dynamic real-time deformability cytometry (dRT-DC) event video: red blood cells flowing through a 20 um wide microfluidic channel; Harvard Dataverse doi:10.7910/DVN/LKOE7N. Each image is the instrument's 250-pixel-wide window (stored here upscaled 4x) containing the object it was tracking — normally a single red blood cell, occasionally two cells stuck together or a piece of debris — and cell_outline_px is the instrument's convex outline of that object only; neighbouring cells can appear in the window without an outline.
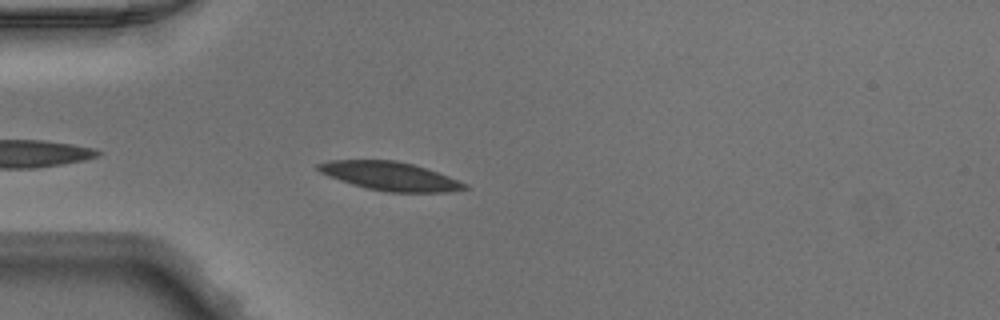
{"species": "Egyptian fruit bat (a non-hibernating species)", "species_latin": "Rousettus aegyptiacus", "temperature_condition": "warm", "stored_images_in_passage": 32, "camera_frame_rate_fps": 3000, "um_per_image_px": 0.085, "animal": {"sex": "male"}, "frame": {"image": 1, "passage_image": 3, "time_ms": 0.667, "image_size_px": [1000, 320], "cell_outline_px": [[468, 188], [448, 192], [388, 192], [368, 188], [352, 184], [328, 176], [320, 172], [316, 168], [316, 164], [328, 160], [396, 160], [412, 164], [448, 176], [468, 184]], "centroid_in_image_um": [33.13, 14.97], "position_along_channel_um": 51.9, "area_um2": 24.22}}
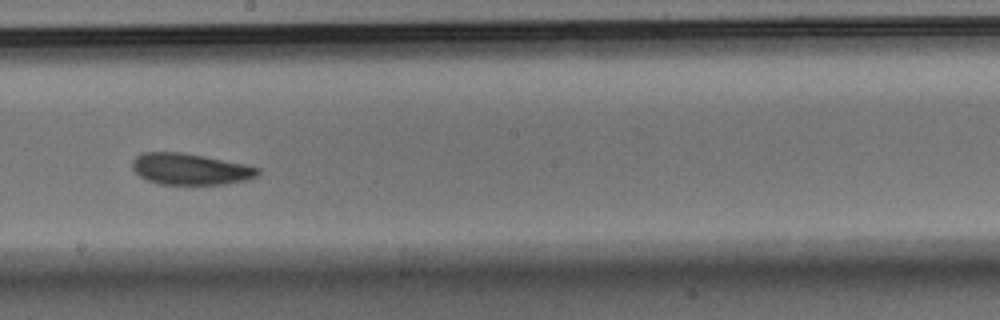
{"frame": {"image": 2, "passage_image": 17, "time_ms": 5.333, "image_size_px": [1000, 320], "cell_outline_px": [[260, 172], [256, 176], [248, 180], [224, 184], [160, 184], [148, 180], [140, 176], [132, 168], [132, 160], [136, 156], [144, 152], [184, 152], [244, 164], [260, 168]], "centroid_in_image_um": [16.17, 14.37], "position_along_channel_um": 232.0, "area_um2": 22.89}}
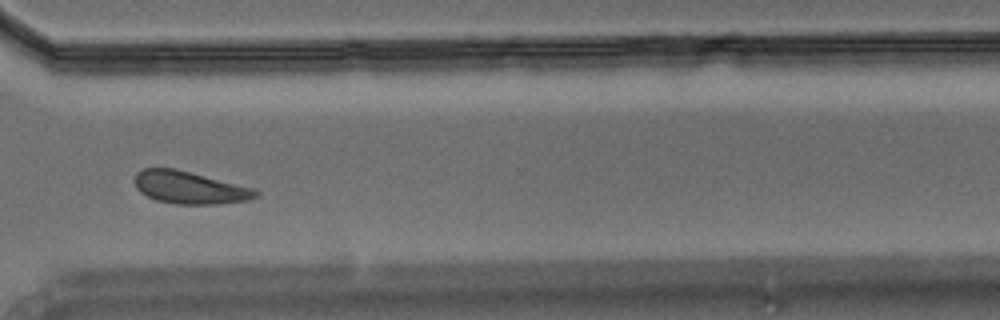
{"frame": {"image": 3, "passage_image": 26, "time_ms": 8.333, "image_size_px": [1000, 320], "cell_outline_px": [[260, 192], [256, 196], [248, 200], [216, 204], [176, 204], [156, 200], [140, 192], [136, 188], [136, 172], [144, 168], [172, 168], [256, 188]], "centroid_in_image_um": [16.13, 15.95], "position_along_channel_um": 354.5, "area_um2": 22.72}}